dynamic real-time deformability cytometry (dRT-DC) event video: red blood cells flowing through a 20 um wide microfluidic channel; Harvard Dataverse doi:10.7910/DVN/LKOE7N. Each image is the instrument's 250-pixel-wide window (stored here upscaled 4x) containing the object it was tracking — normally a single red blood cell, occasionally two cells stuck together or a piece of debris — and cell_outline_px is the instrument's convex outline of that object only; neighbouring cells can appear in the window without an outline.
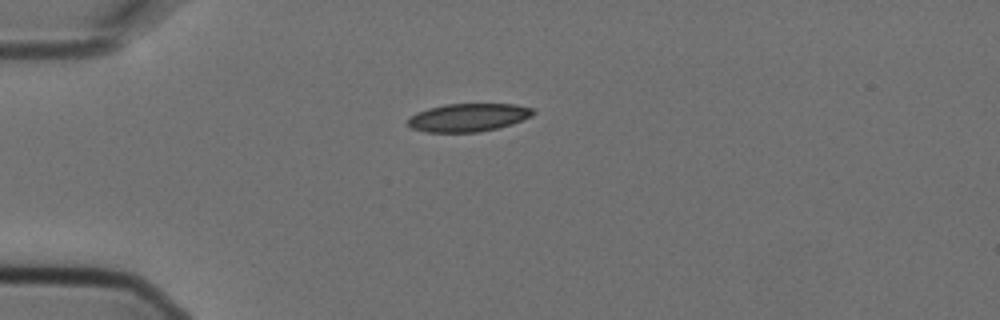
{"species": "Egyptian fruit bat (a non-hibernating species)", "species_latin": "Rousettus aegyptiacus", "temperature_condition": "cold", "stored_images_in_passage": 1, "camera_frame_rate_fps": 3000, "um_per_image_px": 0.085, "animal": {"sex": "female"}, "frame": {"image": 1, "passage_image": 1, "time_ms": 0.0, "image_size_px": [1000, 320], "cell_outline_px": [[536, 112], [532, 116], [512, 124], [496, 128], [476, 132], [424, 132], [412, 128], [408, 124], [408, 120], [416, 112], [428, 108], [444, 104], [516, 104], [532, 108]], "centroid_in_image_um": [39.81, 9.98], "position_along_channel_um": 45.2, "area_um2": 20.46}}